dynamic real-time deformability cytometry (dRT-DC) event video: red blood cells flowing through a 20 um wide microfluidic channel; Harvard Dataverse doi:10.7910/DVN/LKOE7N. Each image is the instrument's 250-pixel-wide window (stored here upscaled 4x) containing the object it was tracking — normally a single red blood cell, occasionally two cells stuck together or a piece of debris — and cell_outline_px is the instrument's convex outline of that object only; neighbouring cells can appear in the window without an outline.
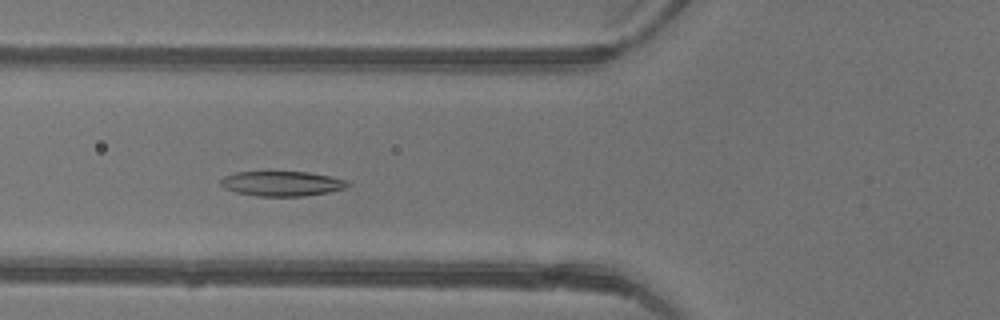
{"species": "common noctule bat (a hibernating species)", "species_latin": "Nyctalus noctula", "temperature_condition": "warm", "stored_images_in_passage": 45, "camera_frame_rate_fps": 3000, "um_per_image_px": 0.085, "animal": {"sex": "female"}, "frame": {"image": 1, "passage_image": 16, "time_ms": 5.0, "image_size_px": [1000, 320], "cell_outline_px": [[352, 184], [348, 188], [328, 192], [304, 196], [256, 196], [236, 192], [224, 188], [220, 184], [220, 180], [224, 176], [236, 172], [308, 172], [348, 180]], "centroid_in_image_um": [23.99, 15.61], "position_along_channel_um": 101.8, "area_um2": 18.5}}
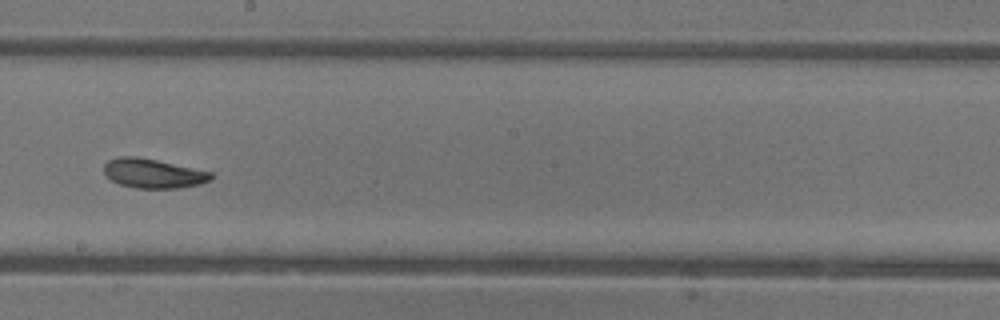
{"frame": {"image": 2, "passage_image": 25, "time_ms": 8.0, "image_size_px": [1000, 320], "cell_outline_px": [[212, 180], [200, 184], [180, 188], [136, 188], [120, 184], [112, 180], [104, 172], [104, 164], [108, 160], [116, 156], [136, 156], [156, 160], [212, 172]], "centroid_in_image_um": [13.02, 14.73], "position_along_channel_um": 235.2, "area_um2": 18.26}}
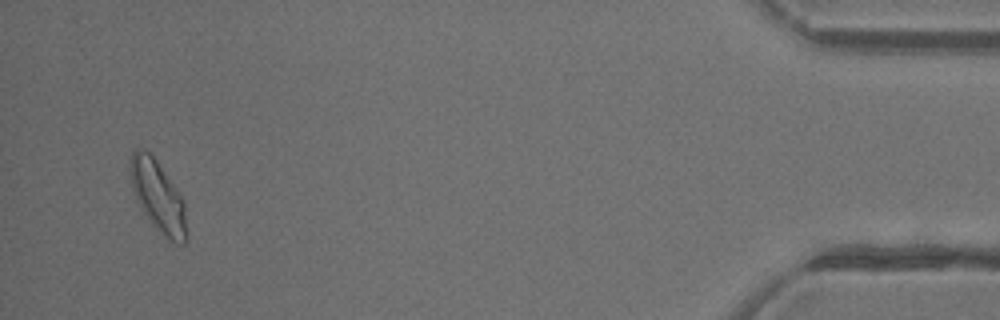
{"frame": {"image": 3, "passage_image": 43, "time_ms": 14.0, "image_size_px": [1000, 320], "cell_outline_px": [[188, 240], [184, 244], [176, 244], [168, 240], [152, 224], [140, 208], [132, 192], [132, 152], [136, 148], [140, 148], [148, 152], [156, 160], [184, 200], [188, 232]], "centroid_in_image_um": [13.48, 16.79], "position_along_channel_um": 421.7, "area_um2": 23.24}, "authors_computed_cell_mechanics": {"area_um2": 19.5364, "velocity_mm_per_s": 4.4298, "shape_relaxation_time_tau1_ms": 4.9553, "shape_relaxation_time_tau2_ms": 2.0598, "deformation_change_tau1": 0.1674, "deformation_change_tau2": 0.0823}}